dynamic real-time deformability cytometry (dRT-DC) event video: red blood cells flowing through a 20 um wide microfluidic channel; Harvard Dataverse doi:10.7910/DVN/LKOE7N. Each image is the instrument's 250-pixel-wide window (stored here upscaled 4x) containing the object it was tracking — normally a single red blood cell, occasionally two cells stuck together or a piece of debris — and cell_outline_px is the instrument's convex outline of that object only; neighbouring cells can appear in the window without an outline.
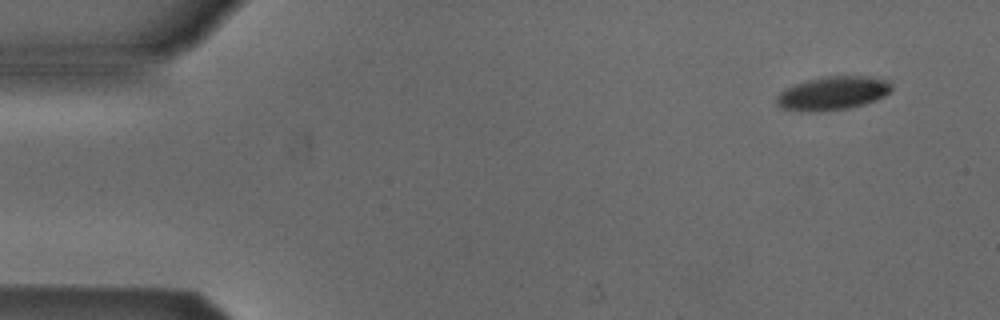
{"species": "Egyptian fruit bat (a non-hibernating species)", "species_latin": "Rousettus aegyptiacus", "temperature_condition": "cold", "stored_images_in_passage": 5, "camera_frame_rate_fps": 3000, "um_per_image_px": 0.085, "animal": {"sex": "male"}, "frame": {"image": 1, "passage_image": 2, "time_ms": 0.333, "image_size_px": [1000, 320], "cell_outline_px": [[892, 88], [884, 96], [876, 100], [864, 104], [848, 108], [820, 112], [804, 112], [784, 108], [776, 104], [776, 96], [784, 88], [808, 80], [828, 76], [868, 76], [888, 80], [892, 84]], "centroid_in_image_um": [70.78, 7.93], "position_along_channel_um": 14.2, "area_um2": 22.54}}
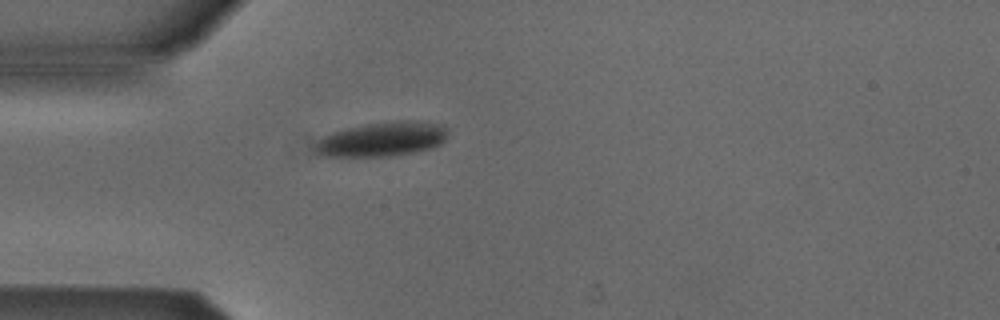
{"frame": {"image": 2, "passage_image": 5, "time_ms": 1.333, "image_size_px": [1000, 320], "cell_outline_px": [[448, 136], [440, 144], [432, 148], [416, 152], [392, 156], [316, 156], [312, 148], [316, 140], [332, 132], [348, 128], [368, 124], [400, 120], [416, 120], [444, 124], [448, 128]], "centroid_in_image_um": [32.49, 11.83], "position_along_channel_um": 52.5, "area_um2": 27.11}}